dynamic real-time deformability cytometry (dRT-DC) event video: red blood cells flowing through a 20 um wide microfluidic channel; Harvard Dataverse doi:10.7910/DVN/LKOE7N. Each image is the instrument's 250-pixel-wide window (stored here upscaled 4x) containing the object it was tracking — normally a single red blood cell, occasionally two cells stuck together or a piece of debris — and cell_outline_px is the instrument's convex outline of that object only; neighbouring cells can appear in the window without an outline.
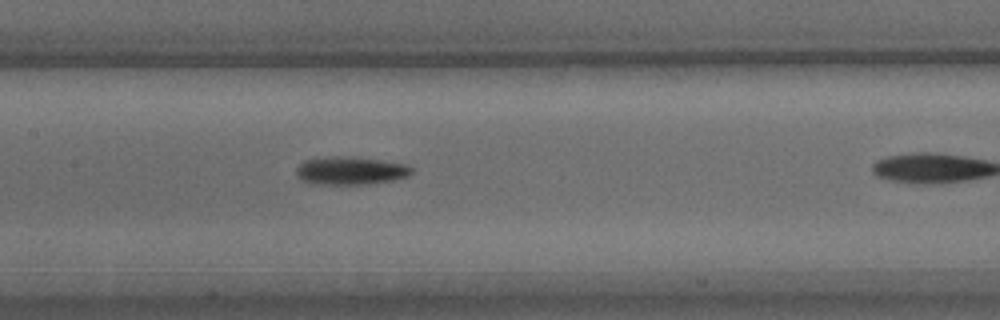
{"species": "common noctule bat (a hibernating species)", "species_latin": "Nyctalus noctula", "temperature_condition": "warm", "stored_images_in_passage": 19, "camera_frame_rate_fps": 3000, "um_per_image_px": 0.085, "animal": {"sex": "male", "body_mass_g": 15.6}, "frame": {"image": 1, "passage_image": 11, "time_ms": 3.333, "image_size_px": [1000, 320], "cell_outline_px": [[412, 172], [408, 176], [392, 180], [368, 184], [312, 184], [296, 176], [296, 168], [304, 160], [328, 156], [336, 156], [380, 160], [408, 164], [412, 168]], "centroid_in_image_um": [29.78, 14.51], "position_along_channel_um": 177.6, "area_um2": 18.73}}